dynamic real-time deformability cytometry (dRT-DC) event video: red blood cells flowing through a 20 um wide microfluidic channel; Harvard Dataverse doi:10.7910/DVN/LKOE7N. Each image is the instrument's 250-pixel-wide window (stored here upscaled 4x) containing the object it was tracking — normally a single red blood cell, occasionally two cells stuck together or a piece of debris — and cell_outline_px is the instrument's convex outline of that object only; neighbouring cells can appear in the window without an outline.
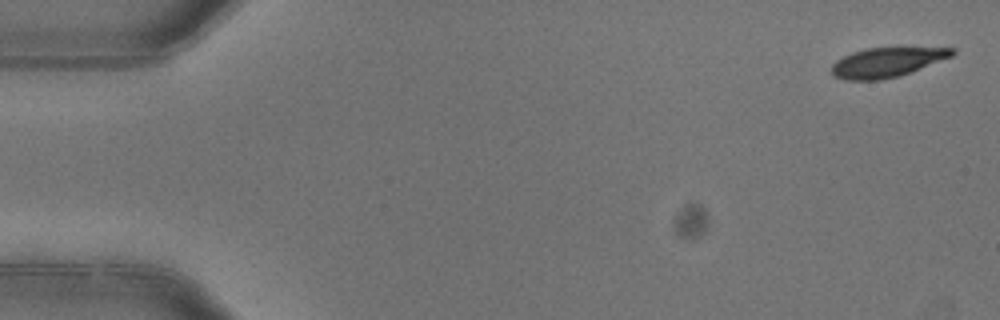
{"species": "common noctule bat (a hibernating species)", "species_latin": "Nyctalus noctula", "temperature_condition": "warm", "stored_images_in_passage": 4, "camera_frame_rate_fps": 3000, "um_per_image_px": 0.085, "animal": {"sex": "female"}, "frame": {"image": 1, "passage_image": 1, "time_ms": 0.0, "image_size_px": [1000, 320], "cell_outline_px": [[956, 52], [952, 56], [900, 76], [880, 80], [844, 80], [832, 76], [832, 64], [836, 60], [852, 52], [864, 48], [956, 48]], "centroid_in_image_um": [75.34, 5.3], "position_along_channel_um": 9.7, "area_um2": 20.69}}
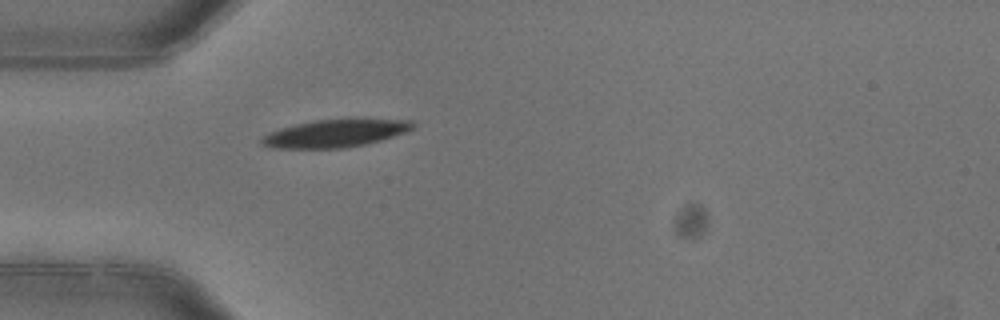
{"frame": {"image": 2, "passage_image": 4, "time_ms": 1.0, "image_size_px": [1000, 320], "cell_outline_px": [[416, 124], [408, 132], [380, 140], [364, 144], [344, 148], [272, 148], [260, 144], [260, 140], [268, 132], [280, 128], [312, 120], [348, 116], [364, 116], [412, 120]], "centroid_in_image_um": [28.59, 11.26], "position_along_channel_um": 56.4, "area_um2": 25.72}}